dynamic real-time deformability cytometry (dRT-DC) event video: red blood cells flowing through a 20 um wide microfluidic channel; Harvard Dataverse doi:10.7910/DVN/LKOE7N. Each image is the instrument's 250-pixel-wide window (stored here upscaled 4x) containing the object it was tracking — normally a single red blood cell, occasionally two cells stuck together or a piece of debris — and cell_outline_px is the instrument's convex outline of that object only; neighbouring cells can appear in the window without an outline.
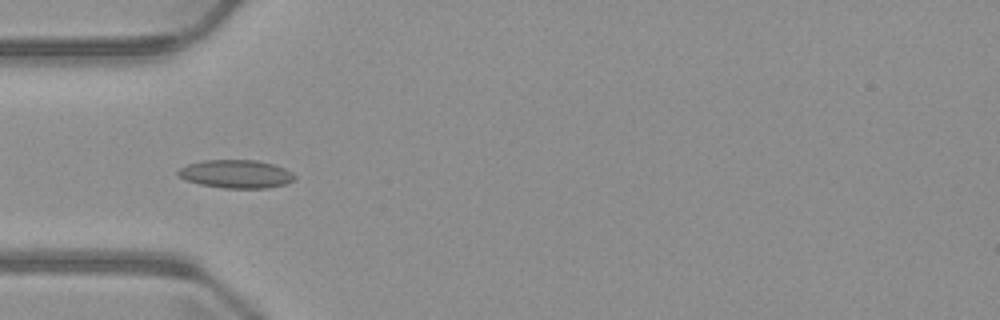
{"species": "common noctule bat (a hibernating species)", "species_latin": "Nyctalus noctula", "temperature_condition": "warm", "stored_images_in_passage": 6, "camera_frame_rate_fps": 3000, "um_per_image_px": 0.085, "animal": {"sex": "male", "body_mass_g": 23.1, "forearm_length_mm": 52.7}, "frame": {"image": 1, "passage_image": 4, "time_ms": 3.667, "image_size_px": [1000, 320], "cell_outline_px": [[296, 180], [284, 184], [268, 188], [224, 188], [200, 184], [184, 180], [176, 176], [176, 172], [180, 168], [188, 164], [204, 160], [256, 160], [272, 164], [284, 168], [292, 172], [296, 176]], "centroid_in_image_um": [20.05, 14.79], "position_along_channel_um": 65.0, "area_um2": 19.31}}
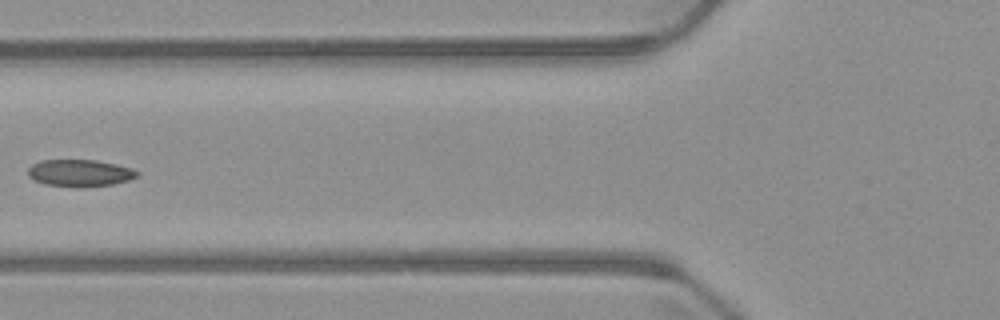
{"frame": {"image": 2, "passage_image": 5, "time_ms": 5.0, "image_size_px": [1000, 320], "cell_outline_px": [[140, 176], [128, 180], [112, 184], [80, 188], [44, 184], [28, 176], [28, 168], [32, 164], [40, 160], [96, 160], [116, 164], [132, 168], [140, 172]], "centroid_in_image_um": [6.81, 14.71], "position_along_channel_um": 119.0, "area_um2": 17.34}}
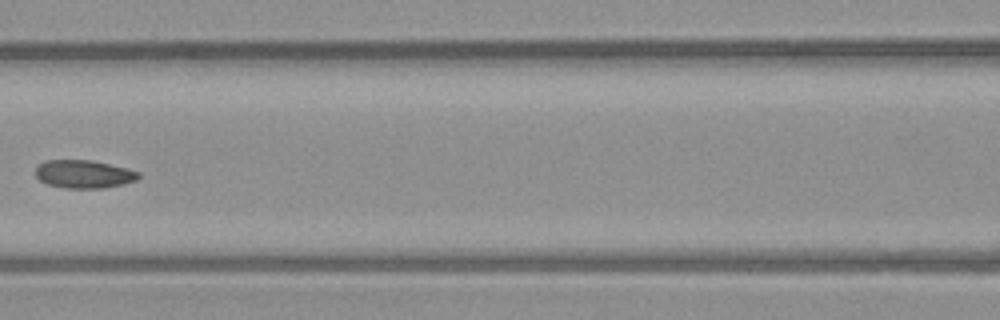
{"frame": {"image": 3, "passage_image": 6, "time_ms": 6.0, "image_size_px": [1000, 320], "cell_outline_px": [[140, 176], [136, 180], [124, 184], [104, 188], [64, 188], [48, 184], [40, 180], [36, 176], [36, 164], [44, 160], [92, 160], [128, 168], [140, 172]], "centroid_in_image_um": [7.13, 14.79], "position_along_channel_um": 159.5, "area_um2": 17.05}}